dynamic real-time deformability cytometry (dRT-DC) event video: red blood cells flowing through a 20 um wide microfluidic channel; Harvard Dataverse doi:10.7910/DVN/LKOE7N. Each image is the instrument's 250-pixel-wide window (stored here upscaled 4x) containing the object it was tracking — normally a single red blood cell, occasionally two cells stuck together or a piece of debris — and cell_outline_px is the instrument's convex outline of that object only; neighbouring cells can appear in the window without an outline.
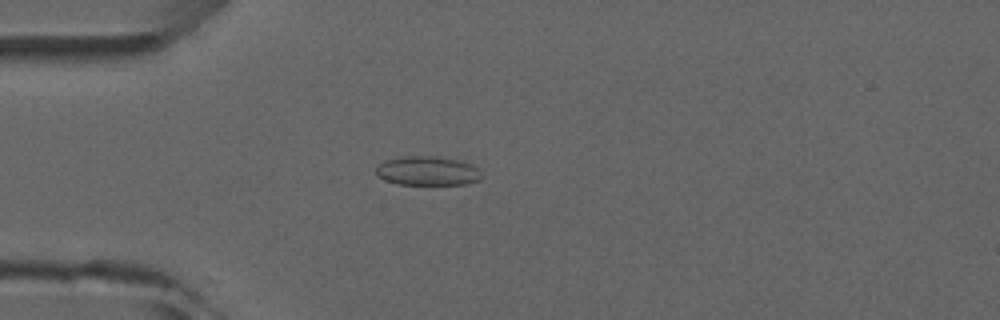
{"species": "common noctule bat (a hibernating species)", "species_latin": "Nyctalus noctula", "temperature_condition": "room temperature", "stored_images_in_passage": 5, "camera_frame_rate_fps": 3000, "um_per_image_px": 0.085, "animal": {"sex": "male", "forearm_length_mm": 52.5}, "frame": {"image": 1, "passage_image": 5, "time_ms": 4.333, "image_size_px": [1000, 320], "cell_outline_px": [[480, 180], [464, 184], [396, 184], [384, 180], [376, 176], [376, 168], [384, 160], [408, 156], [432, 156], [456, 160], [472, 164], [476, 168], [480, 176]], "centroid_in_image_um": [36.28, 14.53], "position_along_channel_um": 48.7, "area_um2": 17.69}}